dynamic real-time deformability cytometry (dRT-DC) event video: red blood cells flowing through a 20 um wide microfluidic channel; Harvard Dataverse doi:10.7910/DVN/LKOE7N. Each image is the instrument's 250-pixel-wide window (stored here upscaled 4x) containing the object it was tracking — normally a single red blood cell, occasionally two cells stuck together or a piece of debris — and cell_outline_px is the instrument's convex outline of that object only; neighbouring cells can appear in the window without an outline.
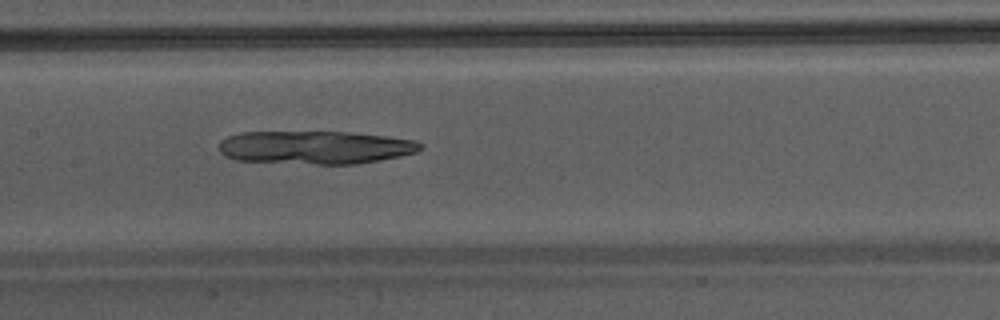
{"species": "Egyptian fruit bat (a non-hibernating species)", "species_latin": "Rousettus aegyptiacus", "temperature_condition": "warm", "stored_images_in_passage": 25, "camera_frame_rate_fps": 3000, "um_per_image_px": 0.085, "animal": {"sex": "male"}, "frame": {"image": 1, "passage_image": 11, "time_ms": 3.333, "image_size_px": [1000, 320], "cell_outline_px": [[424, 148], [416, 152], [400, 156], [356, 164], [316, 164], [236, 160], [224, 156], [220, 152], [220, 140], [228, 136], [240, 132], [352, 132], [388, 136], [416, 140], [424, 144]], "centroid_in_image_um": [26.83, 12.52], "position_along_channel_um": 180.6, "area_um2": 39.13}}
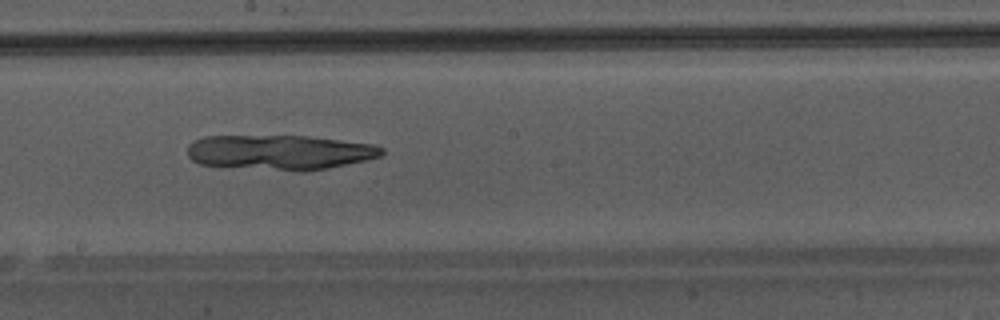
{"frame": {"image": 2, "passage_image": 14, "time_ms": 4.333, "image_size_px": [1000, 320], "cell_outline_px": [[384, 152], [380, 156], [368, 160], [324, 168], [300, 172], [200, 164], [192, 160], [188, 156], [188, 144], [204, 136], [308, 136], [372, 144], [384, 148]], "centroid_in_image_um": [23.78, 12.94], "position_along_channel_um": 224.4, "area_um2": 39.3}}